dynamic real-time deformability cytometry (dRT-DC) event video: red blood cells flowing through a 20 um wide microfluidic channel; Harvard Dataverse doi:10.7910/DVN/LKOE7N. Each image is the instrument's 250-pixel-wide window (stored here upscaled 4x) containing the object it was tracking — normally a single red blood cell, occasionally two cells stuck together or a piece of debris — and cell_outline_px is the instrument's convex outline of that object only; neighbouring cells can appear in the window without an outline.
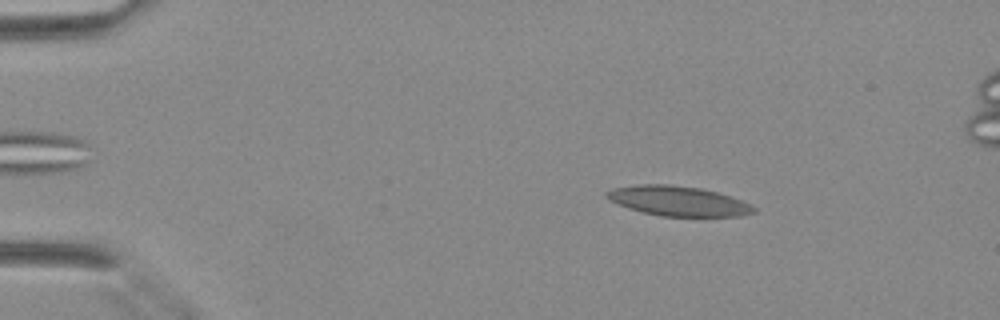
{"species": "Egyptian fruit bat (a non-hibernating species)", "species_latin": "Rousettus aegyptiacus", "temperature_condition": "warm", "stored_images_in_passage": 44, "camera_frame_rate_fps": 3000, "um_per_image_px": 0.085, "animal": {"sex": "female"}, "frame": {"image": 1, "passage_image": 7, "time_ms": 2.0, "image_size_px": [1000, 320], "cell_outline_px": [[756, 212], [740, 216], [660, 216], [628, 208], [616, 204], [608, 200], [604, 196], [604, 192], [612, 188], [640, 184], [668, 184], [700, 188], [716, 192], [740, 200], [756, 208]], "centroid_in_image_um": [57.57, 17.08], "position_along_channel_um": 27.4, "area_um2": 25.49}}
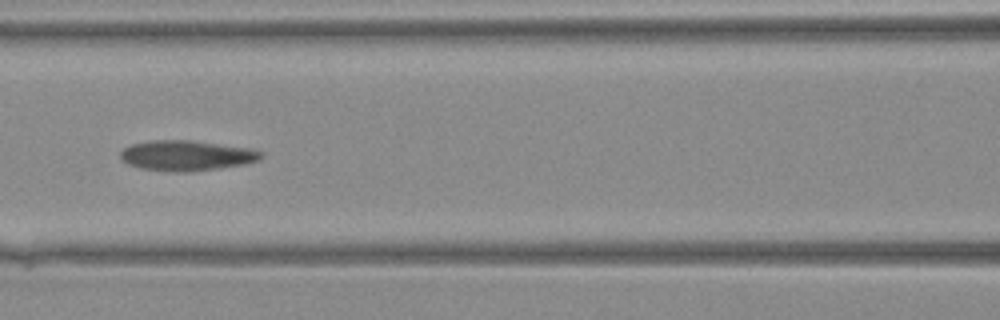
{"frame": {"image": 2, "passage_image": 20, "time_ms": 6.333, "image_size_px": [1000, 320], "cell_outline_px": [[264, 156], [260, 160], [244, 164], [220, 168], [188, 172], [176, 172], [140, 168], [128, 164], [120, 160], [120, 152], [124, 148], [132, 144], [148, 140], [192, 140], [252, 148], [264, 152]], "centroid_in_image_um": [15.88, 13.21], "position_along_channel_um": 150.7, "area_um2": 25.14}}
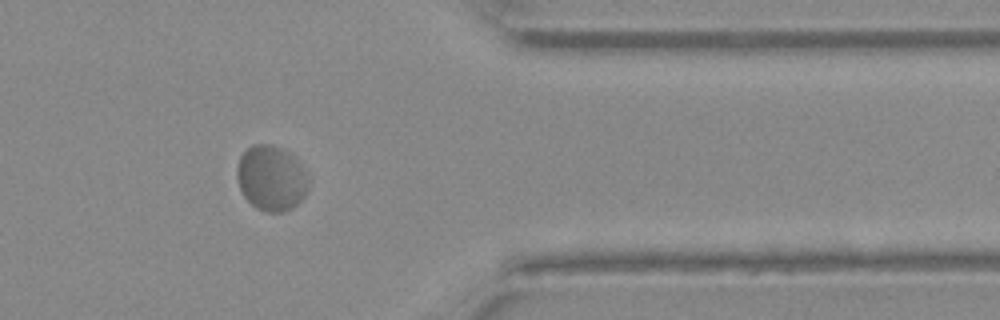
{"frame": {"image": 3, "passage_image": 36, "time_ms": 11.667, "image_size_px": [1000, 320], "cell_outline_px": [[308, 188], [304, 196], [292, 208], [284, 212], [268, 212], [256, 208], [244, 196], [240, 188], [236, 176], [236, 168], [240, 156], [252, 144], [272, 144], [292, 152], [300, 164], [308, 184]], "centroid_in_image_um": [23.03, 15.12], "position_along_channel_um": 388.4, "area_um2": 27.17}}